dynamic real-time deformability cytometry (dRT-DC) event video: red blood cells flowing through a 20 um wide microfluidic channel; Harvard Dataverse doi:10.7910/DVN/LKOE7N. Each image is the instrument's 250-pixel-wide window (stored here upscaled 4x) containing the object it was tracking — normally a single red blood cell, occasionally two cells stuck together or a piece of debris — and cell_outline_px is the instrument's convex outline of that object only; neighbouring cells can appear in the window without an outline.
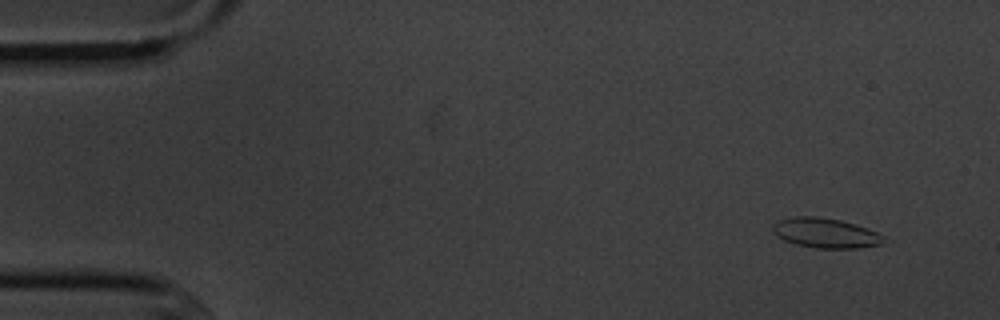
{"species": "common noctule bat (a hibernating species)", "species_latin": "Nyctalus noctula", "temperature_condition": "cold", "stored_images_in_passage": 4, "camera_frame_rate_fps": 3000, "um_per_image_px": 0.085, "animal": {"sex": "male", "body_mass_g": 20.1, "forearm_length_mm": 53.5}, "frame": {"image": 1, "passage_image": 1, "time_ms": 0.0, "image_size_px": [1000, 320], "cell_outline_px": [[892, 240], [880, 244], [860, 248], [816, 248], [796, 244], [784, 240], [776, 236], [772, 228], [772, 224], [780, 220], [796, 216], [820, 216], [840, 220], [876, 232]], "centroid_in_image_um": [70.19, 19.81], "position_along_channel_um": 14.8, "area_um2": 19.31}}